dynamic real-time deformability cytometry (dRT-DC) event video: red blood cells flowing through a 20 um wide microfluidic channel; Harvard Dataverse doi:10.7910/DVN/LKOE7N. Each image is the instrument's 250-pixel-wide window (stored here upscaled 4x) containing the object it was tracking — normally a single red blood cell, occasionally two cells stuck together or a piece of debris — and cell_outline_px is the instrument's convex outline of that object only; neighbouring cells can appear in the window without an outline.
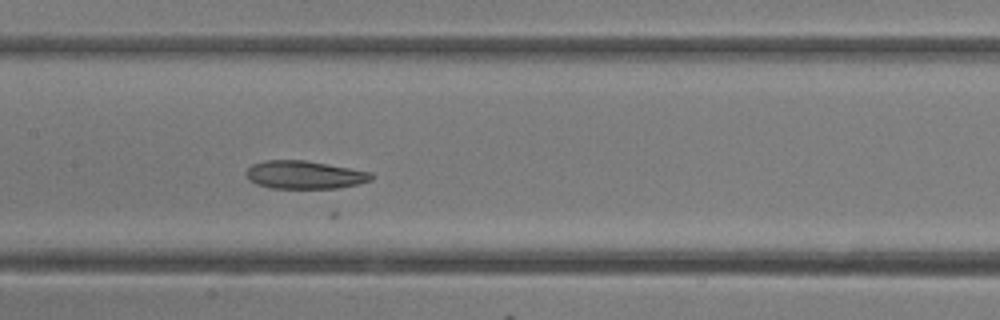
{"species": "common noctule bat (a hibernating species)", "species_latin": "Nyctalus noctula", "temperature_condition": "room temperature", "stored_images_in_passage": 15, "camera_frame_rate_fps": 3000, "um_per_image_px": 0.085, "animal": {"sex": "female"}, "frame": {"image": 1, "passage_image": 15, "time_ms": 4.667, "image_size_px": [1000, 320], "cell_outline_px": [[372, 180], [360, 184], [336, 188], [272, 188], [256, 184], [248, 180], [244, 172], [252, 164], [264, 160], [304, 160], [328, 164], [372, 172]], "centroid_in_image_um": [25.86, 14.86], "position_along_channel_um": 181.5, "area_um2": 20.58}}